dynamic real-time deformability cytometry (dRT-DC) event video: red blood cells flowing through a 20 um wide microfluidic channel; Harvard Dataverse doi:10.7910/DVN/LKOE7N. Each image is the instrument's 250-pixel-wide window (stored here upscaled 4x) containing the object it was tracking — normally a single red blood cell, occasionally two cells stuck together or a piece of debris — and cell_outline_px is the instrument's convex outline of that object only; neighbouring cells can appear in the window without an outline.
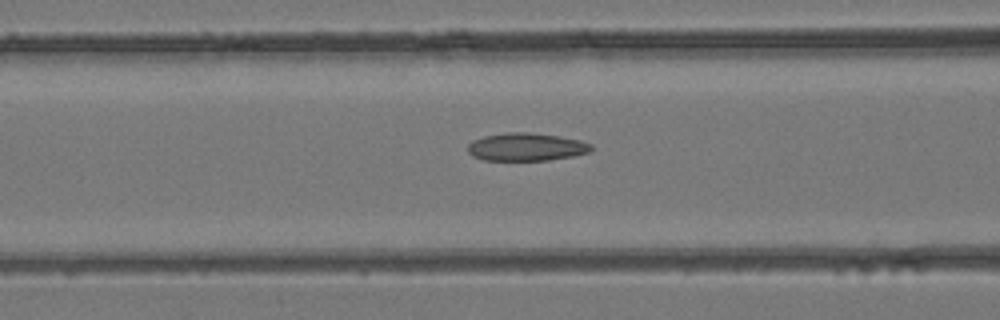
{"species": "common noctule bat (a hibernating species)", "species_latin": "Nyctalus noctula", "temperature_condition": "room temperature", "stored_images_in_passage": 12, "camera_frame_rate_fps": 3000, "um_per_image_px": 0.085, "animal": {"sex": "female", "body_mass_g": 24.6, "forearm_length_mm": 56.2}, "frame": {"image": 1, "passage_image": 10, "time_ms": 3.0, "image_size_px": [1000, 320], "cell_outline_px": [[592, 152], [572, 156], [548, 160], [484, 160], [472, 156], [468, 152], [468, 144], [472, 140], [484, 136], [508, 132], [528, 132], [560, 136], [580, 140], [592, 144]], "centroid_in_image_um": [44.74, 12.48], "position_along_channel_um": 121.9, "area_um2": 20.17}}